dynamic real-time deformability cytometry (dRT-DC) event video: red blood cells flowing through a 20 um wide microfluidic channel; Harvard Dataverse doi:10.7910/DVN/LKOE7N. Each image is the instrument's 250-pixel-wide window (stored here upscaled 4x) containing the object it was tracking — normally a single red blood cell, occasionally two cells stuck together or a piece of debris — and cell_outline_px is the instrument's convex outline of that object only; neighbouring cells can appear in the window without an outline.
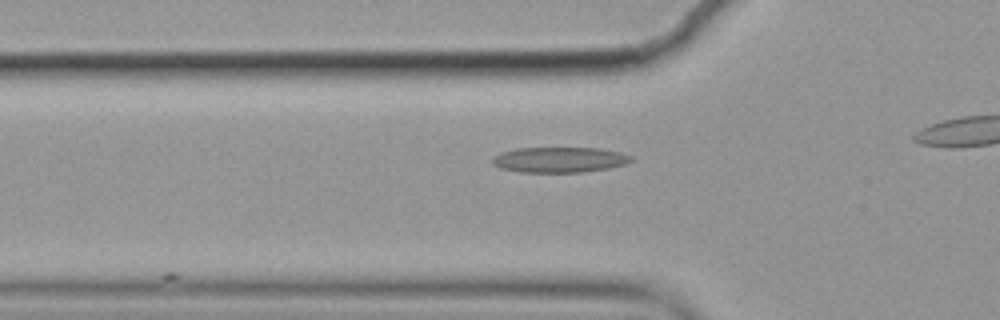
{"species": "common noctule bat (a hibernating species)", "species_latin": "Nyctalus noctula", "temperature_condition": "cold", "stored_images_in_passage": 11, "camera_frame_rate_fps": 3000, "um_per_image_px": 0.085, "animal": {"sex": "female", "body_mass_g": 19.9}, "frame": {"image": 1, "passage_image": 5, "time_ms": 1.333, "image_size_px": [1000, 320], "cell_outline_px": [[632, 160], [624, 164], [608, 168], [580, 172], [520, 172], [500, 168], [492, 164], [492, 156], [500, 152], [516, 148], [600, 148], [620, 152], [632, 156]], "centroid_in_image_um": [47.5, 13.57], "position_along_channel_um": 78.3, "area_um2": 20.58}}
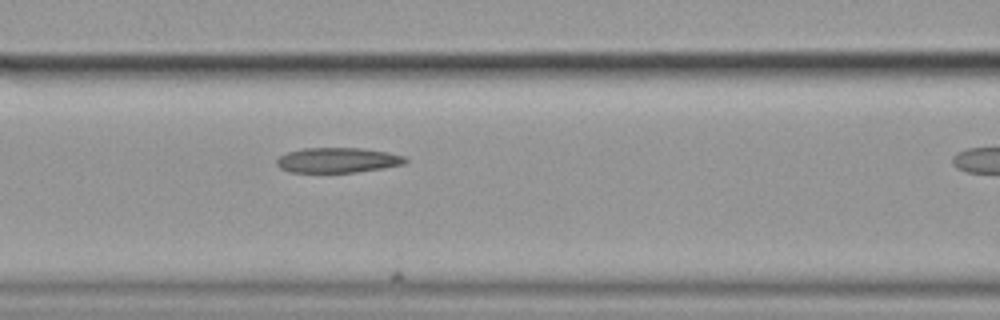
{"frame": {"image": 2, "passage_image": 10, "time_ms": 3.0, "image_size_px": [1000, 320], "cell_outline_px": [[408, 160], [404, 164], [384, 168], [356, 172], [288, 172], [280, 168], [276, 164], [276, 160], [280, 156], [288, 152], [304, 148], [360, 148], [388, 152], [404, 156]], "centroid_in_image_um": [28.7, 13.61], "position_along_channel_um": 137.9, "area_um2": 18.79}}